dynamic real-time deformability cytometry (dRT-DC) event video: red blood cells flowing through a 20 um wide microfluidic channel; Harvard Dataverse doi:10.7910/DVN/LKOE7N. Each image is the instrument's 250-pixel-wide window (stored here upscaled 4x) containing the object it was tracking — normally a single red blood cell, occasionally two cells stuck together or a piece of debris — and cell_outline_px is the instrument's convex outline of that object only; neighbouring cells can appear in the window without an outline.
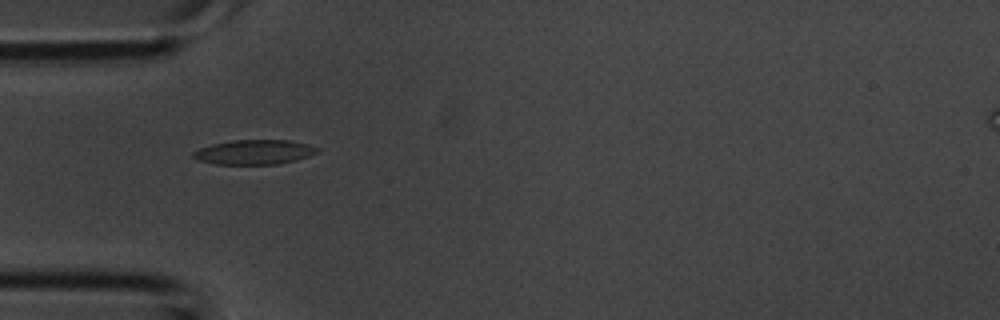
{"species": "common noctule bat (a hibernating species)", "species_latin": "Nyctalus noctula", "temperature_condition": "room temperature", "stored_images_in_passage": 1, "camera_frame_rate_fps": 3000, "um_per_image_px": 0.085, "animal": {"sex": "male", "body_mass_g": 20.1, "forearm_length_mm": 53.5}, "frame": {"image": 1, "passage_image": 1, "time_ms": 0.0, "image_size_px": [1000, 320], "cell_outline_px": [[320, 152], [296, 160], [276, 164], [212, 164], [200, 160], [192, 156], [192, 152], [200, 148], [212, 144], [232, 140], [288, 140], [308, 144], [320, 148]], "centroid_in_image_um": [21.63, 12.92], "position_along_channel_um": 63.4, "area_um2": 17.8}}